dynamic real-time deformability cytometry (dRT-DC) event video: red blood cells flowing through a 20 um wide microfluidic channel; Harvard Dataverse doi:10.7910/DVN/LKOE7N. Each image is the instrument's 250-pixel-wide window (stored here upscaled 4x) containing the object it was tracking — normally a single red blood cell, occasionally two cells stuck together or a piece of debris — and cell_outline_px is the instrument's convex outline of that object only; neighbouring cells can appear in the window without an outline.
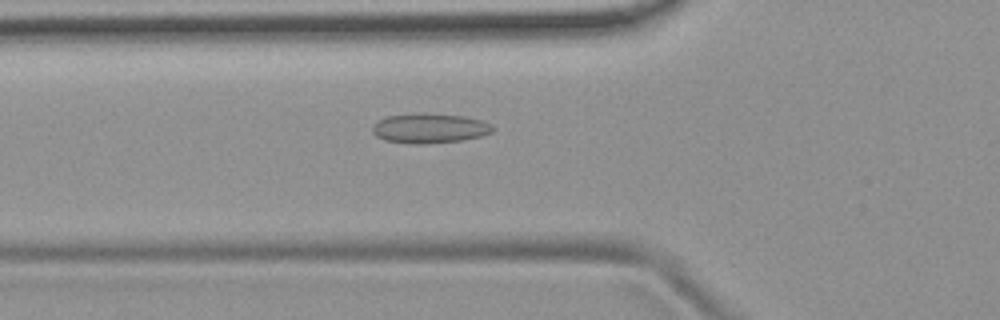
{"species": "common noctule bat (a hibernating species)", "species_latin": "Nyctalus noctula", "temperature_condition": "room temperature", "stored_images_in_passage": 53, "camera_frame_rate_fps": 3000, "um_per_image_px": 0.085, "animal": {"sex": "female", "body_mass_g": 19.9}, "frame": {"image": 1, "passage_image": 19, "time_ms": 6.0, "image_size_px": [1000, 320], "cell_outline_px": [[496, 128], [492, 132], [480, 136], [460, 140], [428, 144], [416, 144], [384, 140], [376, 136], [372, 132], [372, 124], [376, 120], [388, 116], [416, 112], [420, 112], [464, 116], [480, 120], [492, 124]], "centroid_in_image_um": [36.48, 10.89], "position_along_channel_um": 89.3, "area_um2": 21.15}}
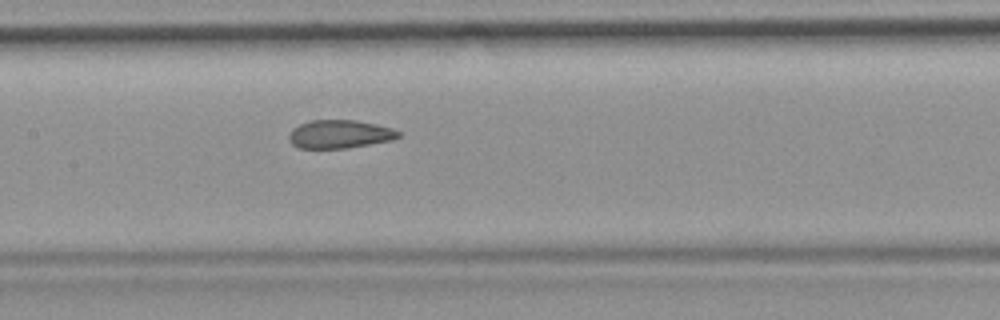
{"frame": {"image": 2, "passage_image": 26, "time_ms": 8.333, "image_size_px": [1000, 320], "cell_outline_px": [[400, 136], [392, 140], [348, 148], [300, 148], [292, 144], [288, 140], [288, 136], [292, 128], [300, 124], [312, 120], [356, 120], [376, 124], [392, 128], [400, 132]], "centroid_in_image_um": [28.86, 11.4], "position_along_channel_um": 178.5, "area_um2": 18.09}}
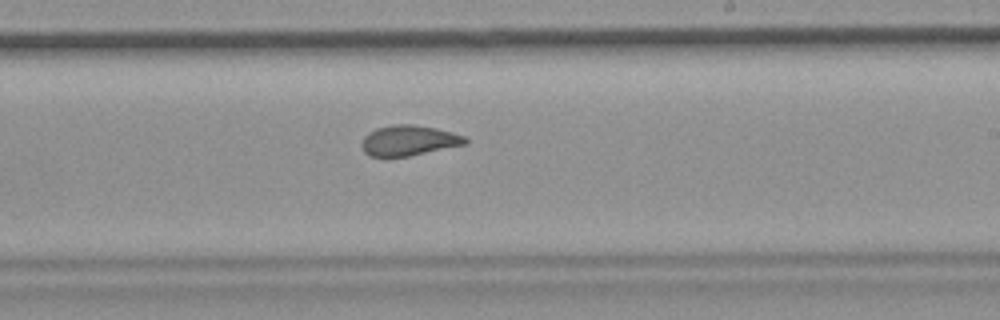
{"frame": {"image": 3, "passage_image": 32, "time_ms": 10.333, "image_size_px": [1000, 320], "cell_outline_px": [[468, 144], [408, 156], [384, 160], [368, 156], [364, 152], [360, 144], [364, 136], [368, 132], [376, 128], [392, 124], [412, 124], [436, 128], [452, 132], [464, 136], [468, 140]], "centroid_in_image_um": [34.68, 11.98], "position_along_channel_um": 254.3, "area_um2": 19.02}, "authors_computed_cell_mechanics": {"area_um2": 19.5942, "velocity_mm_per_s": 3.8087, "shape_relaxation_time_tau1_ms": null, "shape_relaxation_time_tau2_ms": 1.3253, "deformation_change_tau1": null, "deformation_change_tau2": 0.0744}}